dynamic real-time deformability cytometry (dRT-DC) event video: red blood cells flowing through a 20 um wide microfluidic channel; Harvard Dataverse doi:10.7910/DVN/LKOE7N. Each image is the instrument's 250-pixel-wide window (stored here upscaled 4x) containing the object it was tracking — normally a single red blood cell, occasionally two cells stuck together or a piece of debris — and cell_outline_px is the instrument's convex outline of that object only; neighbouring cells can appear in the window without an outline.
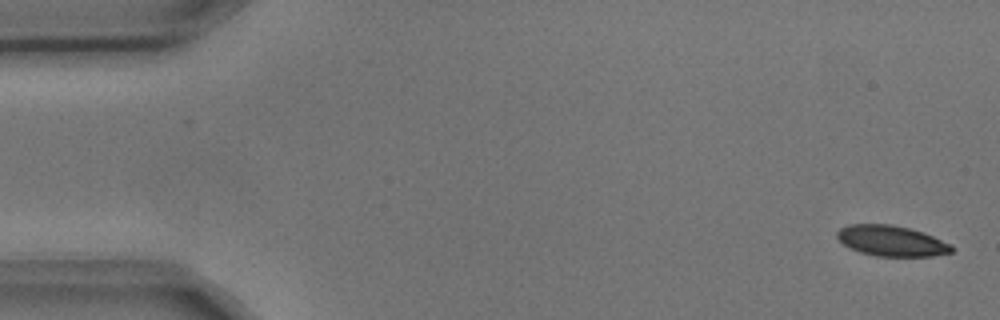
{"species": "common noctule bat (a hibernating species)", "species_latin": "Nyctalus noctula", "temperature_condition": "cold", "stored_images_in_passage": 9, "camera_frame_rate_fps": 3000, "um_per_image_px": 0.085, "animal": {"sex": "male", "body_mass_g": 17.9, "forearm_length_mm": 54.2}, "frame": {"image": 1, "passage_image": 1, "time_ms": 0.0, "image_size_px": [1000, 320], "cell_outline_px": [[956, 248], [952, 252], [932, 256], [876, 256], [860, 252], [844, 244], [836, 236], [836, 232], [840, 228], [848, 224], [892, 224], [924, 232], [952, 244]], "centroid_in_image_um": [75.81, 20.47], "position_along_channel_um": 9.2, "area_um2": 20.52}}
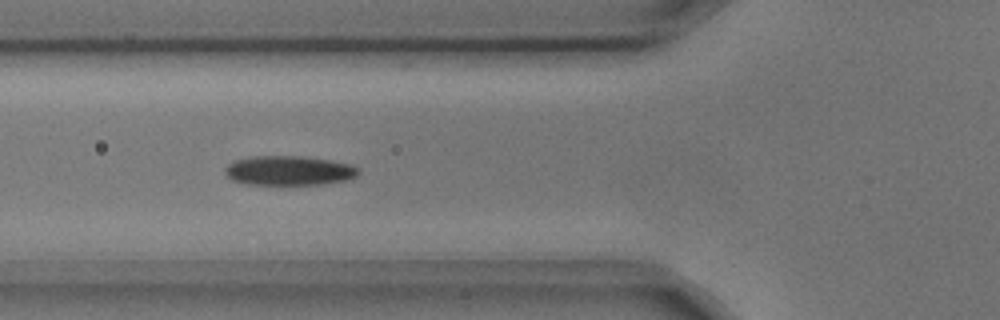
{"frame": {"image": 2, "passage_image": 5, "time_ms": 1.333, "image_size_px": [1000, 320], "cell_outline_px": [[360, 172], [356, 176], [344, 180], [324, 184], [248, 184], [232, 180], [224, 172], [224, 168], [228, 164], [236, 160], [252, 156], [304, 156], [332, 160], [352, 164], [360, 168]], "centroid_in_image_um": [24.59, 14.49], "position_along_channel_um": 101.2, "area_um2": 23.0}}
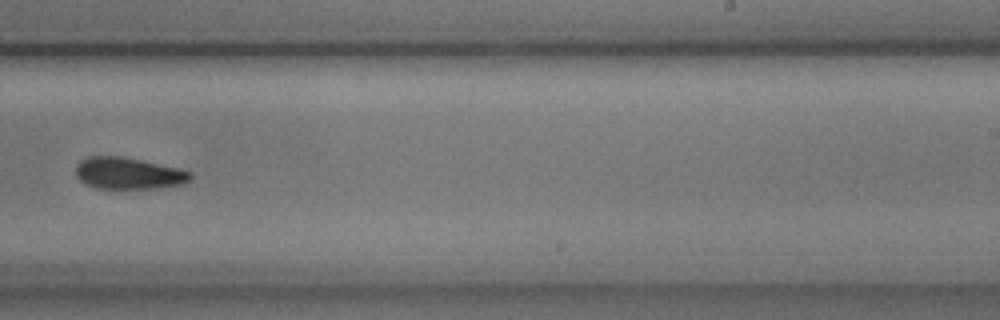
{"frame": {"image": 3, "passage_image": 9, "time_ms": 2.667, "image_size_px": [1000, 320], "cell_outline_px": [[192, 176], [184, 184], [152, 188], [92, 188], [84, 184], [76, 176], [76, 164], [80, 160], [88, 156], [124, 156], [144, 160], [180, 168], [192, 172]], "centroid_in_image_um": [10.89, 14.72], "position_along_channel_um": 278.1, "area_um2": 21.44}}